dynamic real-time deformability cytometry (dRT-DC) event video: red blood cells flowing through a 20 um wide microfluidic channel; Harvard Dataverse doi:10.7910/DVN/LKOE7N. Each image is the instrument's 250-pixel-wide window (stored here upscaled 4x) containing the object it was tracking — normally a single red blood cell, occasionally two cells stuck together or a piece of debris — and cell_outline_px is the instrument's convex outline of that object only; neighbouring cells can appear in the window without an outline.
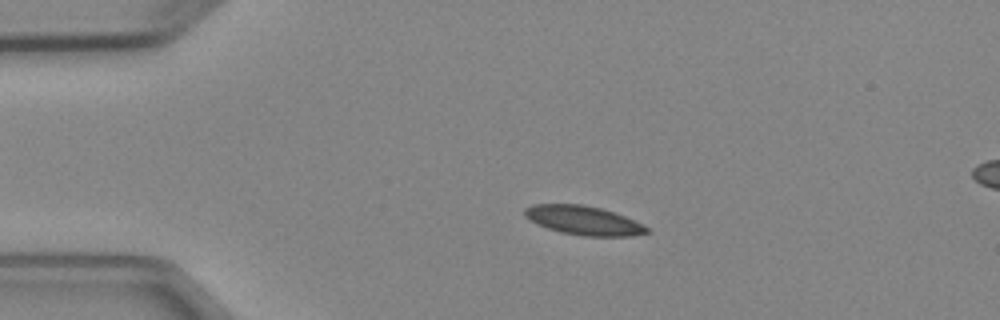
{"species": "Egyptian fruit bat (a non-hibernating species)", "species_latin": "Rousettus aegyptiacus", "temperature_condition": "cold", "stored_images_in_passage": 4, "segment_of_instrument_passage": [1, 2], "camera_frame_rate_fps": 3000, "um_per_image_px": 0.085, "animal": {"sex": "female"}, "frame": {"image": 1, "passage_image": 2, "time_ms": 2.333, "image_size_px": [1000, 320], "cell_outline_px": [[652, 232], [632, 236], [584, 236], [560, 232], [536, 224], [524, 216], [524, 208], [532, 204], [580, 204], [600, 208], [624, 216], [648, 228]], "centroid_in_image_um": [49.56, 18.74], "position_along_channel_um": 35.4, "area_um2": 20.52}}